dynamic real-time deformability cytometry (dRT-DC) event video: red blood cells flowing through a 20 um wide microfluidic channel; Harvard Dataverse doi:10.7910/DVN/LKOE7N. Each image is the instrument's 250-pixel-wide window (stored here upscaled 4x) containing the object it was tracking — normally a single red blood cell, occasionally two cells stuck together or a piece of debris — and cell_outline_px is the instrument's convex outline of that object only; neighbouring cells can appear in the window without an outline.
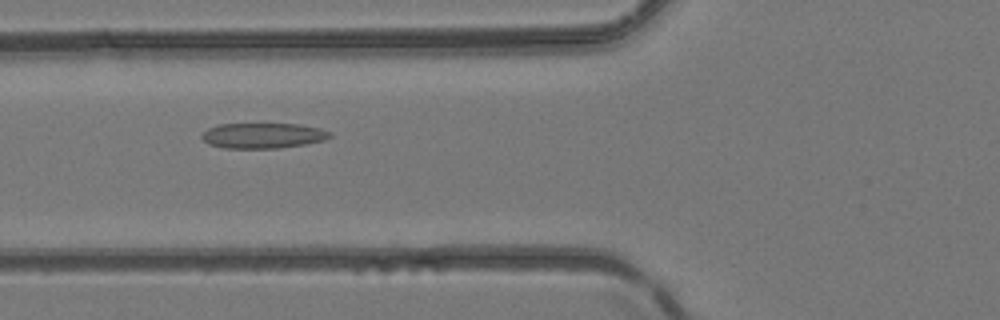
{"species": "common noctule bat (a hibernating species)", "species_latin": "Nyctalus noctula", "temperature_condition": "room temperature", "stored_images_in_passage": 3, "camera_frame_rate_fps": 3000, "um_per_image_px": 0.085, "animal": {"sex": "female", "body_mass_g": 24.6, "forearm_length_mm": 56.2}, "frame": {"image": 1, "passage_image": 3, "time_ms": 0.667, "image_size_px": [1000, 320], "cell_outline_px": [[332, 136], [324, 140], [304, 144], [276, 148], [224, 148], [208, 144], [200, 136], [208, 128], [220, 124], [300, 124], [320, 128], [332, 132]], "centroid_in_image_um": [22.36, 11.52], "position_along_channel_um": 103.4, "area_um2": 18.9}}